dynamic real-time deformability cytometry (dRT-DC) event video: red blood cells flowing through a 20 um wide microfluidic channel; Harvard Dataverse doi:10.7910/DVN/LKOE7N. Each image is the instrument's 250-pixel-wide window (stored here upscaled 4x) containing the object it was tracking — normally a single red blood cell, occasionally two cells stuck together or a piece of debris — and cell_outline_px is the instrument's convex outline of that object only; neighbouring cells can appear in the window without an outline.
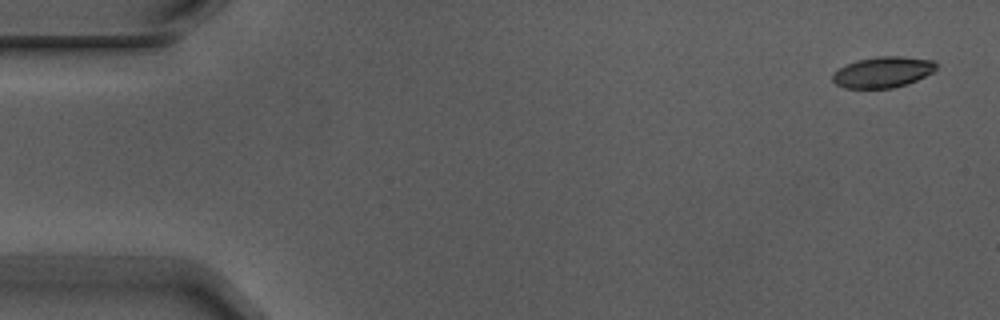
{"species": "Egyptian fruit bat (a non-hibernating species)", "species_latin": "Rousettus aegyptiacus", "temperature_condition": "warm", "stored_images_in_passage": 5, "camera_frame_rate_fps": 3000, "um_per_image_px": 0.085, "animal": {"sex": "male"}, "frame": {"image": 1, "passage_image": 1, "time_ms": 0.0, "image_size_px": [1000, 320], "cell_outline_px": [[936, 68], [932, 72], [908, 84], [892, 88], [844, 88], [836, 84], [832, 80], [832, 76], [840, 68], [848, 64], [860, 60], [880, 56], [900, 56], [932, 60], [936, 64]], "centroid_in_image_um": [75.05, 6.14], "position_along_channel_um": 10.0, "area_um2": 18.32}}
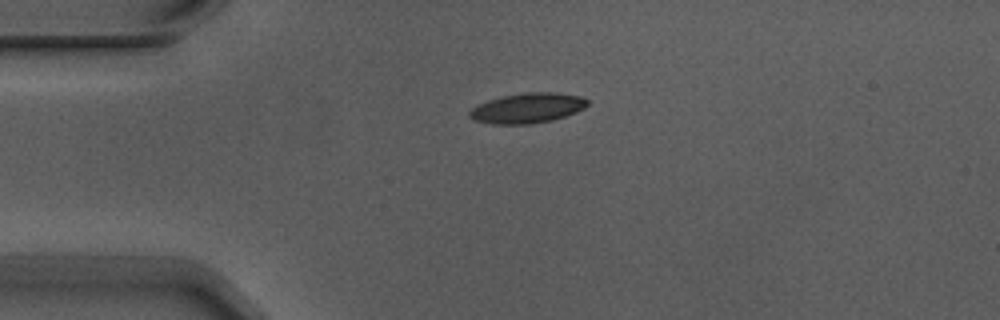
{"frame": {"image": 2, "passage_image": 4, "time_ms": 1.0, "image_size_px": [1000, 320], "cell_outline_px": [[588, 104], [584, 108], [576, 112], [552, 120], [532, 124], [492, 124], [476, 120], [468, 116], [468, 112], [472, 108], [488, 100], [500, 96], [524, 92], [552, 92], [580, 96], [588, 100]], "centroid_in_image_um": [44.82, 9.18], "position_along_channel_um": 40.2, "area_um2": 20.63}}